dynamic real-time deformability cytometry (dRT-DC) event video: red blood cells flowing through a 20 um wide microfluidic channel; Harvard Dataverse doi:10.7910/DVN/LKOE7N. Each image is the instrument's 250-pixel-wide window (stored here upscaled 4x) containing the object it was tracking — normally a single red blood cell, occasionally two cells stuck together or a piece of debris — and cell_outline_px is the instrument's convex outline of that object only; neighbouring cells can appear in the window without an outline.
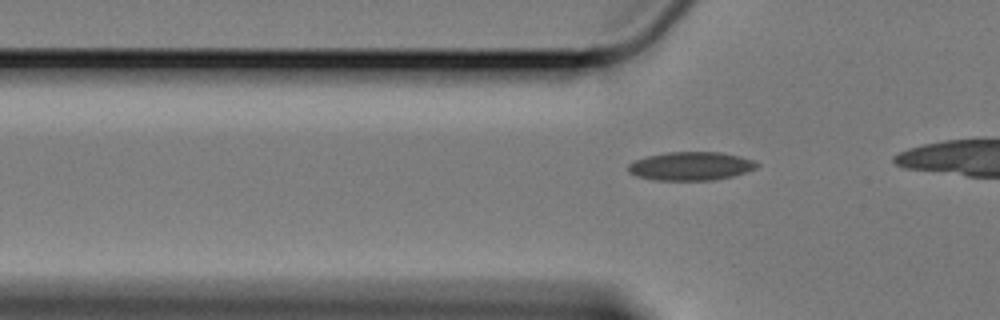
{"species": "Egyptian fruit bat (a non-hibernating species)", "species_latin": "Rousettus aegyptiacus", "temperature_condition": "cold", "stored_images_in_passage": 17, "camera_frame_rate_fps": 3000, "um_per_image_px": 0.085, "animal": {"sex": "female"}, "frame": {"image": 1, "passage_image": 6, "time_ms": 1.667, "image_size_px": [1000, 320], "cell_outline_px": [[760, 164], [756, 168], [732, 176], [716, 180], [656, 180], [636, 176], [628, 172], [628, 164], [644, 156], [668, 152], [720, 152], [740, 156], [752, 160]], "centroid_in_image_um": [58.69, 14.11], "position_along_channel_um": 67.1, "area_um2": 21.39}}
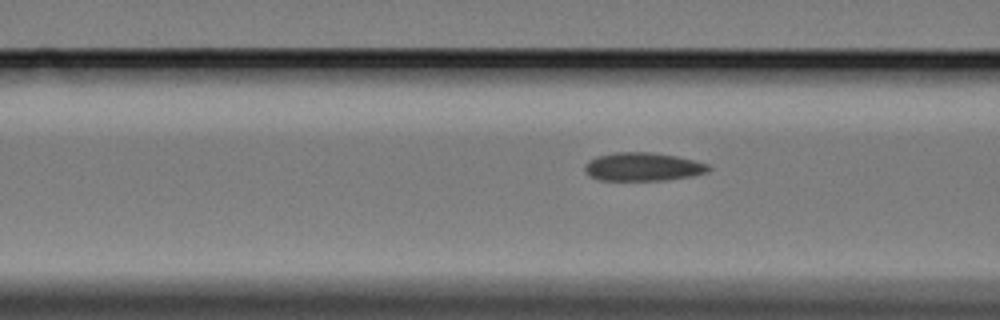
{"frame": {"image": 2, "passage_image": 10, "time_ms": 3.0, "image_size_px": [1000, 320], "cell_outline_px": [[712, 168], [708, 172], [692, 176], [664, 180], [600, 180], [592, 176], [584, 168], [584, 164], [588, 160], [596, 156], [616, 152], [652, 152], [676, 156], [708, 164]], "centroid_in_image_um": [54.65, 14.17], "position_along_channel_um": 111.9, "area_um2": 20.4}}
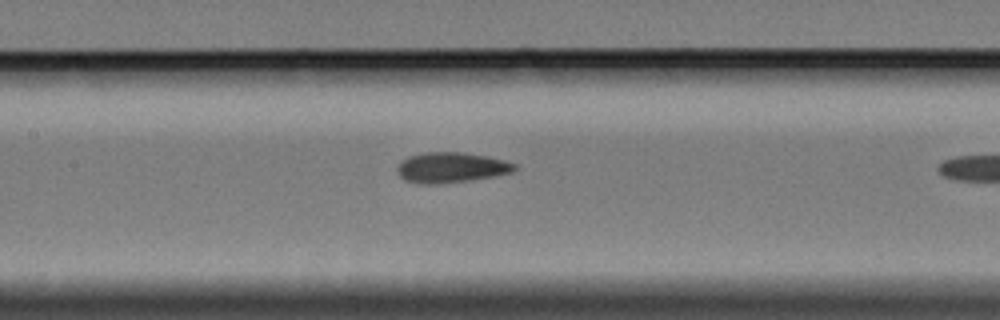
{"frame": {"image": 3, "passage_image": 15, "time_ms": 4.667, "image_size_px": [1000, 320], "cell_outline_px": [[516, 168], [512, 172], [492, 176], [468, 180], [436, 184], [420, 184], [404, 180], [396, 172], [396, 168], [400, 160], [408, 156], [424, 152], [464, 152], [488, 156], [504, 160], [516, 164]], "centroid_in_image_um": [38.29, 14.22], "position_along_channel_um": 169.1, "area_um2": 20.87}}